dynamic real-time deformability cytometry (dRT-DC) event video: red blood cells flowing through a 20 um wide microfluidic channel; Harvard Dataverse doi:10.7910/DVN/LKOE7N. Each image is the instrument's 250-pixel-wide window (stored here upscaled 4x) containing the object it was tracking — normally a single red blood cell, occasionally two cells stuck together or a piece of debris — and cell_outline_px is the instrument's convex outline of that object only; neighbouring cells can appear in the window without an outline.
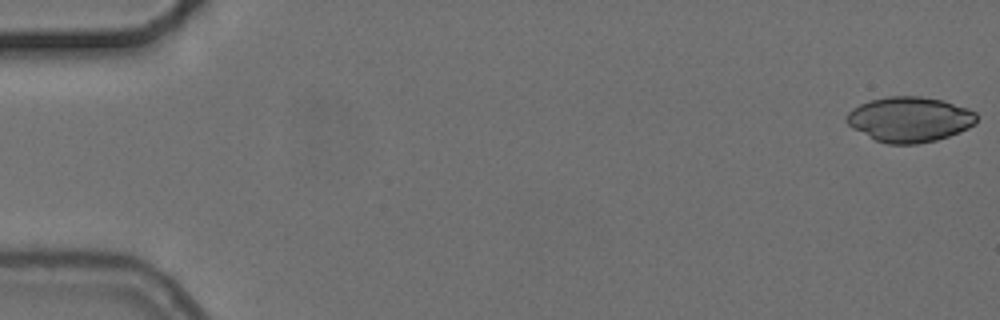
{"species": "common noctule bat (a hibernating species)", "species_latin": "Nyctalus noctula", "temperature_condition": "cold", "stored_images_in_passage": 5, "camera_frame_rate_fps": 3000, "um_per_image_px": 0.085, "animal": {"sex": "female", "body_mass_g": 24.6, "forearm_length_mm": 56.2}, "frame": {"image": 1, "passage_image": 1, "time_ms": 0.0, "image_size_px": [1000, 320], "cell_outline_px": [[976, 124], [960, 132], [936, 140], [916, 144], [888, 144], [876, 140], [852, 128], [844, 120], [844, 116], [852, 108], [868, 100], [888, 96], [920, 96], [944, 100], [968, 108], [976, 112]], "centroid_in_image_um": [77.3, 10.13], "position_along_channel_um": 7.7, "area_um2": 34.51}}